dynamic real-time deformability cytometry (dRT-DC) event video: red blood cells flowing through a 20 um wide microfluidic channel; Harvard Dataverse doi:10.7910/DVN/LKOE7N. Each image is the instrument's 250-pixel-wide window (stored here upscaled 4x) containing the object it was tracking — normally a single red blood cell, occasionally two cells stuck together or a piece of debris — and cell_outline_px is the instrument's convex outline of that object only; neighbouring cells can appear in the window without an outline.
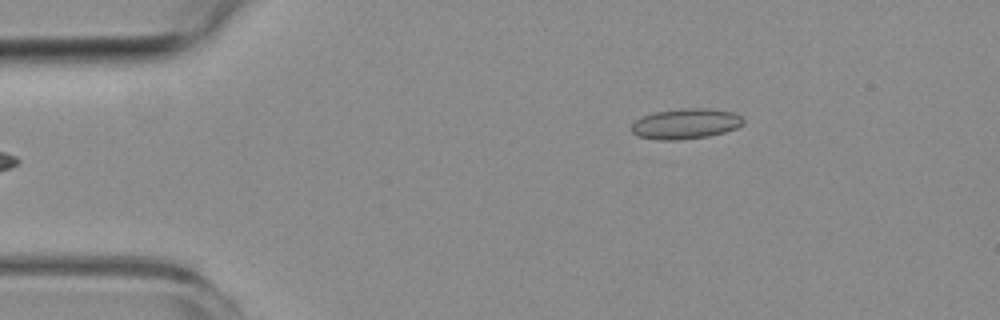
{"species": "common noctule bat (a hibernating species)", "species_latin": "Nyctalus noctula", "temperature_condition": "room temperature", "stored_images_in_passage": 3, "camera_frame_rate_fps": 3000, "um_per_image_px": 0.085, "animal": {"sex": "female", "body_mass_g": 19.3, "forearm_length_mm": 54.1}, "frame": {"image": 1, "passage_image": 3, "time_ms": 3.0, "image_size_px": [1000, 320], "cell_outline_px": [[744, 124], [736, 128], [724, 132], [708, 136], [680, 140], [660, 140], [636, 136], [632, 132], [632, 124], [636, 120], [644, 116], [656, 112], [680, 108], [708, 108], [736, 112], [744, 120]], "centroid_in_image_um": [58.31, 10.51], "position_along_channel_um": 26.7, "area_um2": 19.88}}